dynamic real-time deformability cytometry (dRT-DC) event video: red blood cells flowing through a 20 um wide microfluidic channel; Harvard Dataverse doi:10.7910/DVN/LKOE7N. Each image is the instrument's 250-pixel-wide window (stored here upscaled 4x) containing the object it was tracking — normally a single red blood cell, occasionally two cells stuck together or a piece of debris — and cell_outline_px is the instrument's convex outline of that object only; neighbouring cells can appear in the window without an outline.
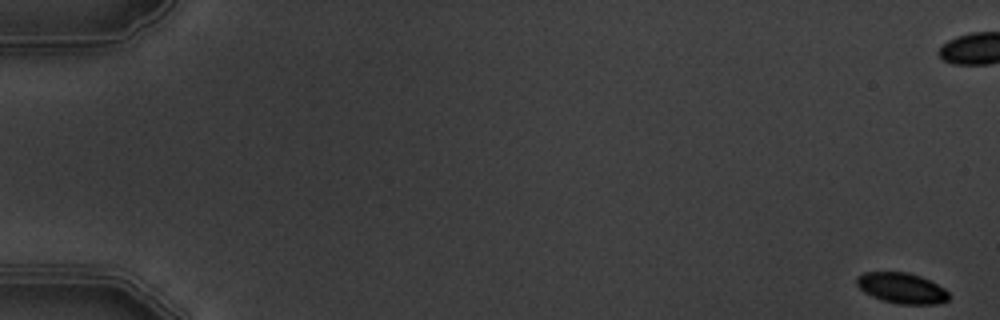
{"species": "common noctule bat (a hibernating species)", "species_latin": "Nyctalus noctula", "temperature_condition": "warm", "stored_images_in_passage": 6, "camera_frame_rate_fps": 3000, "um_per_image_px": 0.085, "animal": {"sex": "male", "body_mass_g": 19.5, "forearm_length_mm": 54.6}, "frame": {"image": 1, "passage_image": 1, "time_ms": 0.0, "image_size_px": [1000, 320], "cell_outline_px": [[948, 300], [936, 304], [900, 304], [884, 300], [872, 296], [864, 292], [856, 284], [856, 276], [864, 272], [908, 272], [920, 276], [944, 288], [948, 292]], "centroid_in_image_um": [76.62, 24.48], "position_along_channel_um": 8.4, "area_um2": 16.3}}